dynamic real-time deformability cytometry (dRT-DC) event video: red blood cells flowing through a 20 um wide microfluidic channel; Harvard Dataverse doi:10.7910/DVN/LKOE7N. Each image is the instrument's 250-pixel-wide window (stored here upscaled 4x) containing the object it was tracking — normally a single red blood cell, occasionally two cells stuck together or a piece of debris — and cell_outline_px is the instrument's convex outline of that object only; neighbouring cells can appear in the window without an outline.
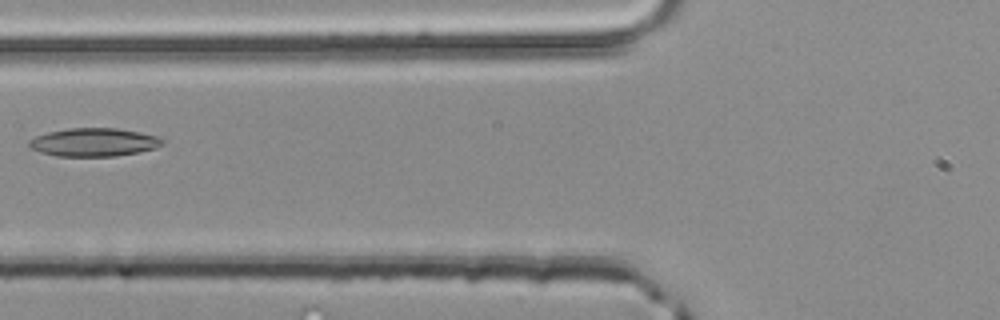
{"species": "common noctule bat (a hibernating species)", "species_latin": "Nyctalus noctula", "temperature_condition": "room temperature", "stored_images_in_passage": 4, "camera_frame_rate_fps": 3000, "um_per_image_px": 0.085, "animal": {"sex": "male", "body_mass_g": 20.4}, "frame": {"image": 1, "passage_image": 4, "time_ms": 1.0, "image_size_px": [1000, 320], "cell_outline_px": [[164, 144], [156, 148], [116, 156], [56, 156], [40, 152], [32, 148], [28, 144], [28, 140], [36, 136], [48, 132], [68, 128], [116, 128], [140, 132], [156, 136], [164, 140]], "centroid_in_image_um": [7.97, 12.09], "position_along_channel_um": 117.8, "area_um2": 21.91}}